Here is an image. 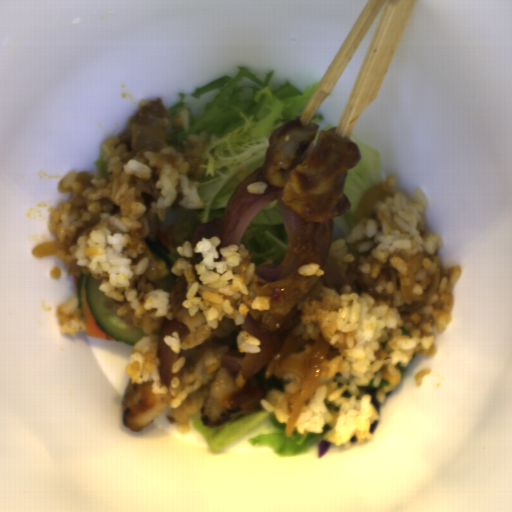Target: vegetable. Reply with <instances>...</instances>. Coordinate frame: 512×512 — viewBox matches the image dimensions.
<instances>
[{"label":"vegetable","instance_id":"add77e79","mask_svg":"<svg viewBox=\"0 0 512 512\" xmlns=\"http://www.w3.org/2000/svg\"><path fill=\"white\" fill-rule=\"evenodd\" d=\"M273 69L260 78L242 66L233 75L182 92L174 105L165 107L169 125L164 127L165 143L176 148L188 135L206 131L218 139L204 149L205 168L196 191L202 208L181 206L183 192L167 208L165 220L156 213L145 237L156 260L164 261L168 274L163 279H146L155 289L171 293L178 277L172 269L180 258L177 246L189 241L196 247L201 238L217 236L225 205L231 192L255 170L261 168L275 128L300 118L319 82L303 89L291 82L271 86ZM180 106L191 113L190 129H172L171 121Z\"/></svg>","mask_w":512,"mask_h":512},{"label":"vegetable","instance_id":"ea0f7189","mask_svg":"<svg viewBox=\"0 0 512 512\" xmlns=\"http://www.w3.org/2000/svg\"><path fill=\"white\" fill-rule=\"evenodd\" d=\"M260 169L254 170L230 192L216 234L220 239L216 249L219 257L214 258L213 262L222 260L221 247L238 245L254 218L275 200L283 221L288 250L284 260L278 264L255 265L254 275L275 282L284 280L304 264L315 263L323 270L334 242V220L312 223L300 217L285 206L279 188L272 185H266L263 194L250 193L247 186L259 181Z\"/></svg>","mask_w":512,"mask_h":512},{"label":"vegetable","instance_id":"f7b5029e","mask_svg":"<svg viewBox=\"0 0 512 512\" xmlns=\"http://www.w3.org/2000/svg\"><path fill=\"white\" fill-rule=\"evenodd\" d=\"M204 406L193 413L192 427L213 452L225 449L253 431L263 422H269L275 429L267 433L250 438L252 446L261 449H273L280 455L303 456L312 447L324 439L326 432L333 430L332 426L325 424L323 433H299L296 428L290 437L286 436V423H280L274 412L264 408L250 415H245L234 421L217 425H205L202 419Z\"/></svg>","mask_w":512,"mask_h":512},{"label":"vegetable","instance_id":"96ceb2fe","mask_svg":"<svg viewBox=\"0 0 512 512\" xmlns=\"http://www.w3.org/2000/svg\"><path fill=\"white\" fill-rule=\"evenodd\" d=\"M250 254V264L275 265L285 260L289 250L284 221L274 199L250 222L237 245Z\"/></svg>","mask_w":512,"mask_h":512},{"label":"vegetable","instance_id":"f1789d4c","mask_svg":"<svg viewBox=\"0 0 512 512\" xmlns=\"http://www.w3.org/2000/svg\"><path fill=\"white\" fill-rule=\"evenodd\" d=\"M348 138L356 143L360 151V156L356 165L350 168L346 173L344 195L348 198L349 208L344 216H338L332 219L333 242L337 239L347 238L352 227L358 221L353 214L360 198L368 188L379 185L384 181L378 152L356 138Z\"/></svg>","mask_w":512,"mask_h":512},{"label":"vegetable","instance_id":"8f37a823","mask_svg":"<svg viewBox=\"0 0 512 512\" xmlns=\"http://www.w3.org/2000/svg\"><path fill=\"white\" fill-rule=\"evenodd\" d=\"M300 324V323H299ZM299 324L276 331H264L259 328L247 315L240 332H248L261 342L258 353H243L244 359L240 366L243 376H249L264 369H268L270 362L280 350L287 333H291Z\"/></svg>","mask_w":512,"mask_h":512},{"label":"vegetable","instance_id":"6e5ebb59","mask_svg":"<svg viewBox=\"0 0 512 512\" xmlns=\"http://www.w3.org/2000/svg\"><path fill=\"white\" fill-rule=\"evenodd\" d=\"M311 122H314L316 123L317 125L320 126L321 130H329L331 128L334 129V132H335V129H336V126L334 124H331V123H328L324 120V115H321V114H315L313 119L311 120ZM310 122V123H311Z\"/></svg>","mask_w":512,"mask_h":512}]
</instances>
